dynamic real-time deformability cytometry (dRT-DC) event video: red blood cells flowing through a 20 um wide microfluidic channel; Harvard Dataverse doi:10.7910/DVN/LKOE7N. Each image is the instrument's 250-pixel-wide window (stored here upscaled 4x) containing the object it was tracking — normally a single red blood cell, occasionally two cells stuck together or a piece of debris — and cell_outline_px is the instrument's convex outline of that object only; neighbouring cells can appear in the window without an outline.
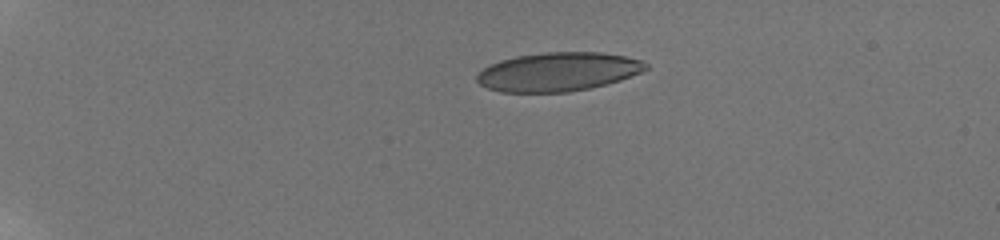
{"species": "human", "species_latin": "Homo sapiens", "temperature_condition": "room temperature", "stored_images_in_passage": 41, "camera_frame_rate_fps": 3000, "um_per_image_px": 0.085, "donor": {"sex": "male"}, "frame": {"image": 1, "passage_image": 1, "time_ms": 0.0, "image_size_px": [1000, 240], "cell_outline_px": [[648, 68], [640, 72], [620, 80], [588, 88], [568, 92], [500, 92], [488, 88], [480, 84], [476, 80], [476, 76], [488, 64], [500, 60], [516, 56], [544, 52], [600, 52], [624, 56], [644, 60], [648, 64]], "centroid_in_image_um": [47.42, 6.09], "position_along_channel_um": 37.6, "area_um2": 38.15}}
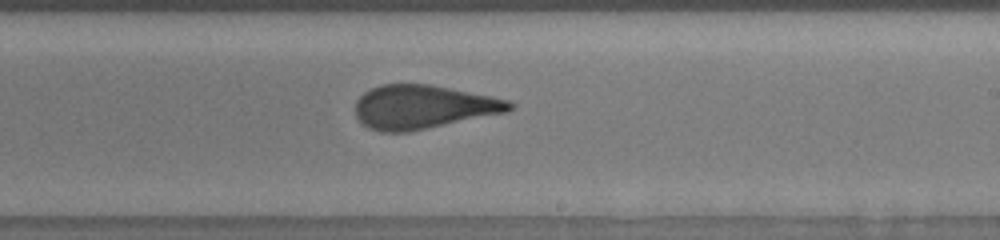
{"frame": {"image": 2, "passage_image": 22, "time_ms": 8.0, "image_size_px": [1000, 240], "cell_outline_px": [[516, 104], [508, 112], [408, 132], [380, 132], [368, 128], [356, 116], [356, 100], [364, 92], [380, 84], [428, 84], [508, 100]], "centroid_in_image_um": [35.94, 9.1], "position_along_channel_um": 253.1, "area_um2": 39.02}}
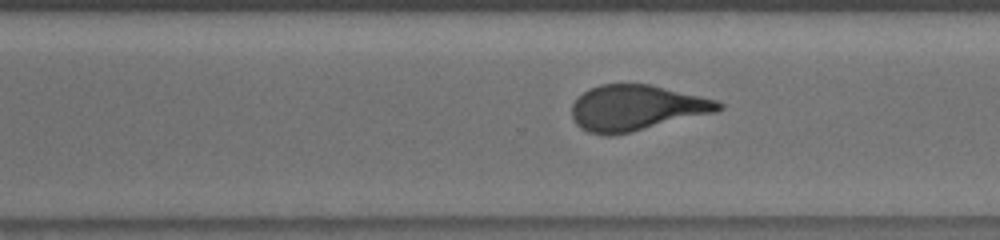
{"frame": {"image": 3, "passage_image": 27, "time_ms": 9.667, "image_size_px": [1000, 240], "cell_outline_px": [[724, 108], [716, 112], [632, 132], [612, 136], [608, 136], [588, 132], [580, 128], [576, 124], [572, 116], [572, 104], [588, 88], [600, 84], [648, 84], [700, 96], [716, 100], [724, 104]], "centroid_in_image_um": [54.08, 9.18], "position_along_channel_um": 316.5, "area_um2": 38.96}}